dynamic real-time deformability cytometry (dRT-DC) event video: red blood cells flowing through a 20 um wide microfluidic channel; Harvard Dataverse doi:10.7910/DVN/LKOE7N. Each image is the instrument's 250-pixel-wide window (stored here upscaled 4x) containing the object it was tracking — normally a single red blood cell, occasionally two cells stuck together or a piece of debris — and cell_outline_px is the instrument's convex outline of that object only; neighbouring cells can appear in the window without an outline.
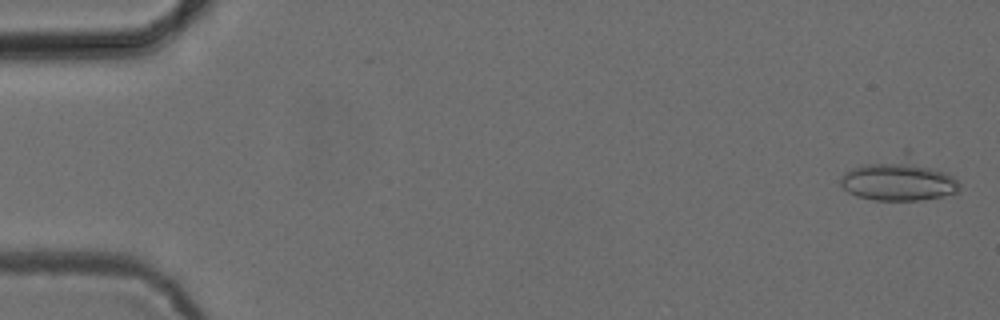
{"species": "common noctule bat (a hibernating species)", "species_latin": "Nyctalus noctula", "temperature_condition": "cold", "stored_images_in_passage": 53, "camera_frame_rate_fps": 3000, "um_per_image_px": 0.085, "animal": {"sex": "female", "body_mass_g": 24.6, "forearm_length_mm": 56.2}, "frame": {"image": 1, "passage_image": 2, "time_ms": 0.333, "image_size_px": [1000, 320], "cell_outline_px": [[960, 188], [956, 192], [940, 196], [920, 200], [872, 200], [856, 196], [848, 192], [840, 184], [840, 176], [844, 172], [852, 168], [904, 148], [908, 148], [952, 176], [960, 184]], "centroid_in_image_um": [76.39, 15.17], "position_along_channel_um": 8.6, "area_um2": 30.46}}
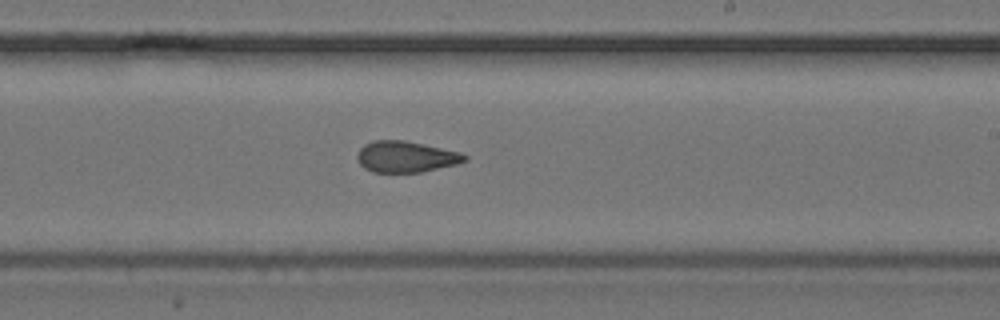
{"frame": {"image": 2, "passage_image": 32, "time_ms": 10.333, "image_size_px": [1000, 320], "cell_outline_px": [[468, 160], [456, 164], [420, 172], [372, 172], [364, 168], [360, 164], [356, 156], [360, 148], [364, 144], [372, 140], [404, 140], [424, 144], [460, 152], [468, 156]], "centroid_in_image_um": [34.48, 13.31], "position_along_channel_um": 254.5, "area_um2": 19.54}}
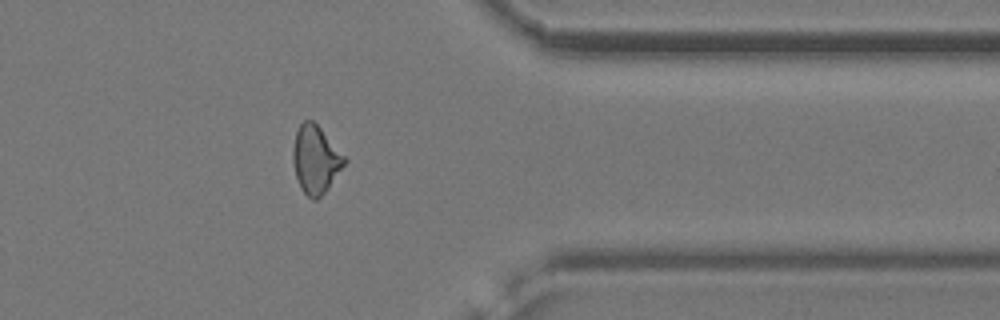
{"frame": {"image": 3, "passage_image": 43, "time_ms": 14.0, "image_size_px": [1000, 320], "cell_outline_px": [[348, 160], [324, 192], [316, 200], [312, 200], [300, 188], [296, 176], [292, 160], [292, 148], [296, 132], [300, 124], [304, 120], [312, 120], [320, 128]], "centroid_in_image_um": [26.8, 13.55], "position_along_channel_um": 384.6, "area_um2": 20.06}, "authors_computed_cell_mechanics": {"area_um2": 20.1144, "velocity_mm_per_s": 3.8821, "shape_relaxation_time_tau1_ms": null, "shape_relaxation_time_tau2_ms": 1.8821, "deformation_change_tau1": null, "deformation_change_tau2": 0.0838}}